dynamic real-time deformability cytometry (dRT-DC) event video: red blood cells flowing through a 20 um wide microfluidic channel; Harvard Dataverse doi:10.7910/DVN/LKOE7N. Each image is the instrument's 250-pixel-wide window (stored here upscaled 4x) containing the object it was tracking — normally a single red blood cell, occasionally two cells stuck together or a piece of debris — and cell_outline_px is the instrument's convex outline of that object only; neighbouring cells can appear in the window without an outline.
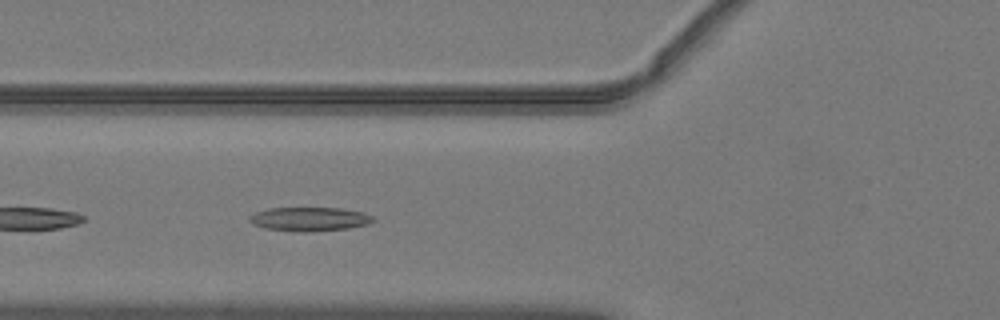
{"species": "common noctule bat (a hibernating species)", "species_latin": "Nyctalus noctula", "temperature_condition": "warm", "stored_images_in_passage": 37, "camera_frame_rate_fps": 3000, "um_per_image_px": 0.085, "animal": {"sex": "male", "body_mass_g": 19.2, "forearm_length_mm": 51.8}, "frame": {"image": 1, "passage_image": 8, "time_ms": 2.333, "image_size_px": [1000, 320], "cell_outline_px": [[376, 220], [368, 224], [348, 228], [312, 232], [304, 232], [264, 228], [252, 224], [248, 220], [248, 216], [256, 212], [268, 208], [340, 208], [364, 212], [372, 216]], "centroid_in_image_um": [26.3, 18.62], "position_along_channel_um": 99.5, "area_um2": 17.34}}
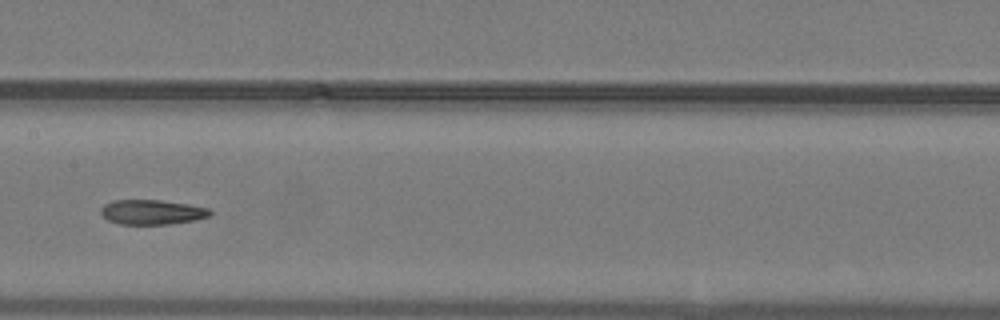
{"frame": {"image": 2, "passage_image": 15, "time_ms": 4.667, "image_size_px": [1000, 320], "cell_outline_px": [[212, 212], [208, 216], [192, 220], [168, 224], [120, 224], [108, 220], [100, 212], [100, 208], [104, 204], [116, 200], [160, 200], [188, 204], [208, 208]], "centroid_in_image_um": [12.88, 18.02], "position_along_channel_um": 194.5, "area_um2": 15.55}}
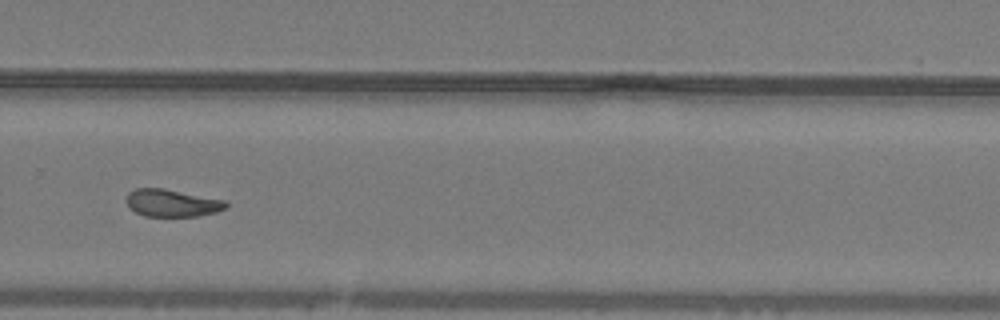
{"frame": {"image": 3, "passage_image": 24, "time_ms": 7.667, "image_size_px": [1000, 320], "cell_outline_px": [[228, 204], [224, 208], [216, 212], [196, 216], [144, 216], [128, 208], [124, 200], [128, 192], [136, 188], [164, 188], [224, 200]], "centroid_in_image_um": [14.54, 17.25], "position_along_channel_um": 315.3, "area_um2": 15.95}}